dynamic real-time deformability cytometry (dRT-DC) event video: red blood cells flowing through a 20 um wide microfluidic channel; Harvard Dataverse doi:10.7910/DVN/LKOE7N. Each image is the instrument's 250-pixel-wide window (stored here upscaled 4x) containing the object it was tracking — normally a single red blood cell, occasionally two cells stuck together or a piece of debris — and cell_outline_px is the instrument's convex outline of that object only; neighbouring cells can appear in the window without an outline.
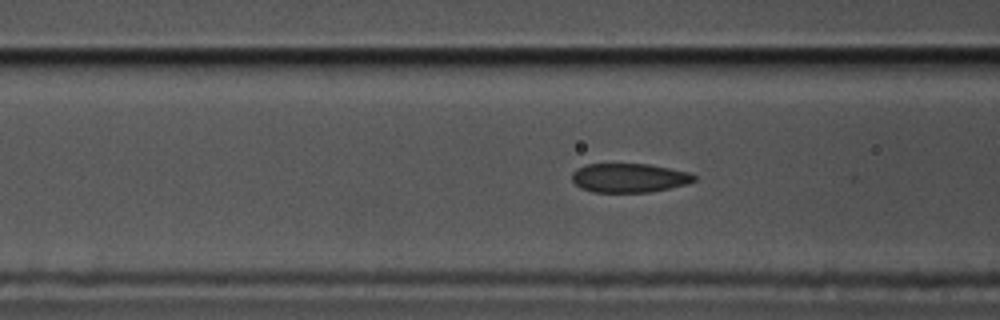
{"species": "common noctule bat (a hibernating species)", "species_latin": "Nyctalus noctula", "temperature_condition": "cold", "stored_images_in_passage": 48, "camera_frame_rate_fps": 3000, "um_per_image_px": 0.085, "animal": {"sex": "male", "body_mass_g": 17.5, "forearm_length_mm": 52.3}, "frame": {"image": 1, "passage_image": 22, "time_ms": 7.0, "image_size_px": [1000, 320], "cell_outline_px": [[696, 180], [684, 184], [668, 188], [648, 192], [592, 192], [580, 188], [572, 180], [572, 172], [576, 168], [584, 164], [648, 164], [688, 172], [696, 176]], "centroid_in_image_um": [53.42, 15.11], "position_along_channel_um": 113.2, "area_um2": 20.58}}
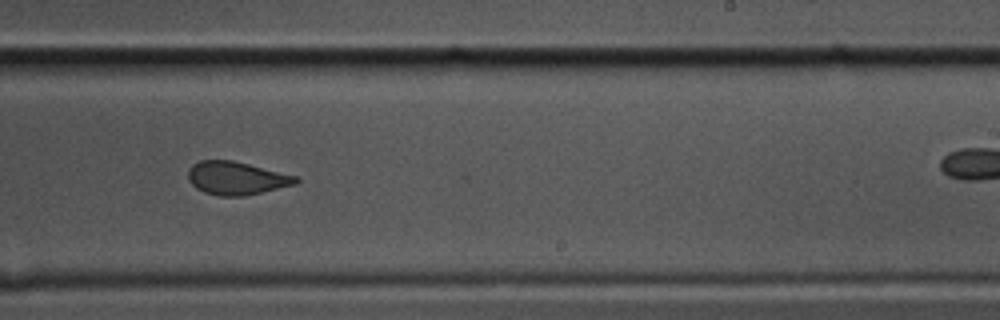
{"frame": {"image": 2, "passage_image": 36, "time_ms": 11.667, "image_size_px": [1000, 320], "cell_outline_px": [[300, 180], [296, 184], [244, 196], [220, 196], [204, 192], [196, 188], [188, 180], [188, 172], [192, 164], [200, 160], [232, 160], [296, 176]], "centroid_in_image_um": [20.07, 15.14], "position_along_channel_um": 268.9, "area_um2": 20.63}}
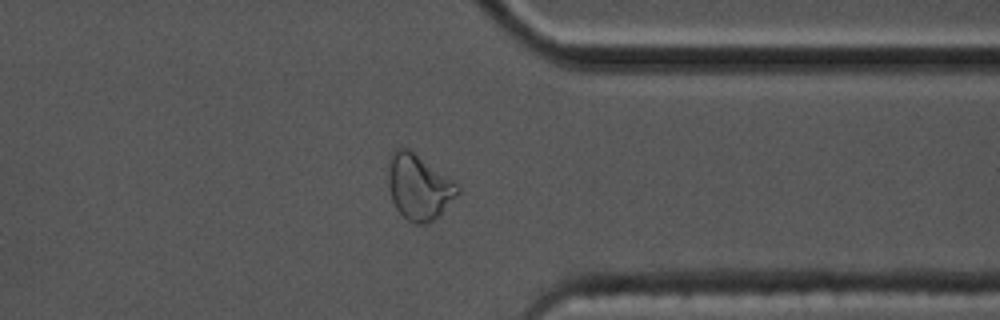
{"frame": {"image": 3, "passage_image": 46, "time_ms": 15.0, "image_size_px": [1000, 320], "cell_outline_px": [[460, 192], [428, 224], [416, 224], [408, 220], [396, 208], [392, 200], [388, 184], [388, 168], [392, 152], [400, 144], [408, 148], [456, 180], [460, 188]], "centroid_in_image_um": [35.6, 15.84], "position_along_channel_um": 375.8, "area_um2": 26.53}}